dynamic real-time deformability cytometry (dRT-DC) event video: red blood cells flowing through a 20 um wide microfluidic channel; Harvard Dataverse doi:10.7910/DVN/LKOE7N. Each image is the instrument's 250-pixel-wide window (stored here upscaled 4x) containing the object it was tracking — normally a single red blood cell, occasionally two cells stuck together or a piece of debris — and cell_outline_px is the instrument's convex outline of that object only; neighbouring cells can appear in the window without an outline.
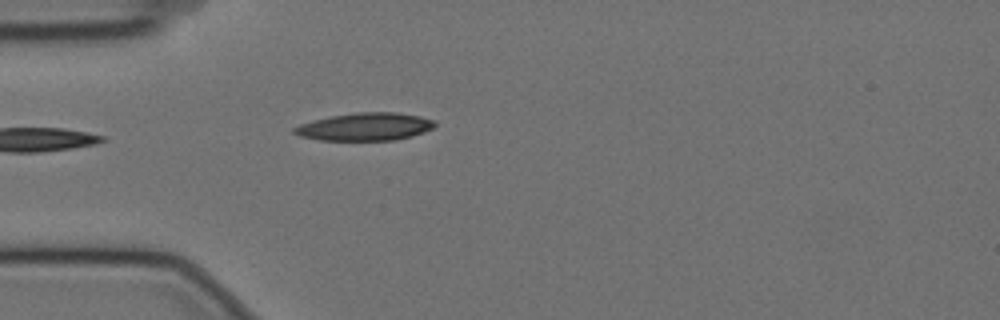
{"species": "Egyptian fruit bat (a non-hibernating species)", "species_latin": "Rousettus aegyptiacus", "temperature_condition": "cold", "stored_images_in_passage": 26, "camera_frame_rate_fps": 3000, "um_per_image_px": 0.085, "animal": {"sex": "female"}, "frame": {"image": 1, "passage_image": 1, "time_ms": 0.0, "image_size_px": [1000, 320], "cell_outline_px": [[436, 124], [432, 128], [424, 132], [412, 136], [392, 140], [320, 140], [300, 136], [292, 132], [292, 128], [300, 124], [312, 120], [332, 116], [356, 112], [396, 112], [420, 116], [436, 120]], "centroid_in_image_um": [31.03, 10.76], "position_along_channel_um": 54.0, "area_um2": 22.77}}
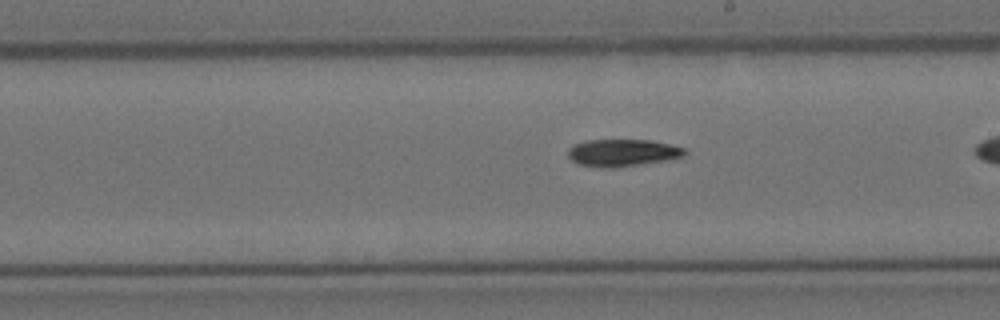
{"frame": {"image": 2, "passage_image": 14, "time_ms": 4.333, "image_size_px": [1000, 320], "cell_outline_px": [[688, 152], [684, 156], [664, 160], [640, 164], [612, 168], [600, 168], [576, 164], [568, 156], [568, 148], [572, 144], [588, 140], [652, 140], [684, 148]], "centroid_in_image_um": [52.86, 12.98], "position_along_channel_um": 236.1, "area_um2": 18.55}}
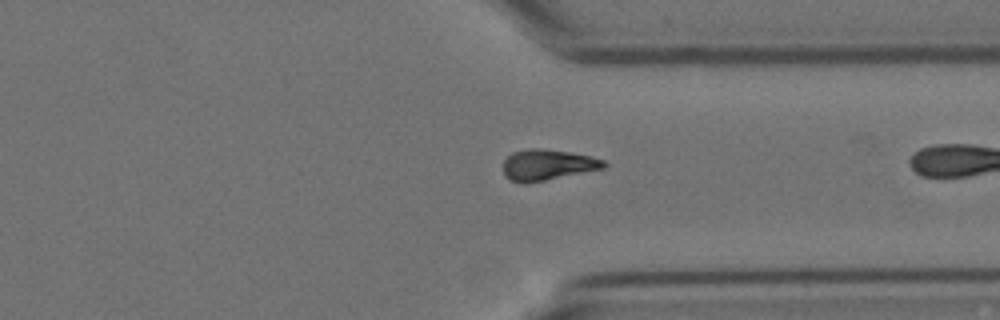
{"frame": {"image": 3, "passage_image": 25, "time_ms": 8.0, "image_size_px": [1000, 320], "cell_outline_px": [[608, 164], [604, 168], [524, 184], [508, 180], [504, 176], [504, 160], [512, 152], [528, 148], [540, 148], [568, 152], [588, 156], [604, 160]], "centroid_in_image_um": [46.49, 14.01], "position_along_channel_um": 364.9, "area_um2": 17.98}}